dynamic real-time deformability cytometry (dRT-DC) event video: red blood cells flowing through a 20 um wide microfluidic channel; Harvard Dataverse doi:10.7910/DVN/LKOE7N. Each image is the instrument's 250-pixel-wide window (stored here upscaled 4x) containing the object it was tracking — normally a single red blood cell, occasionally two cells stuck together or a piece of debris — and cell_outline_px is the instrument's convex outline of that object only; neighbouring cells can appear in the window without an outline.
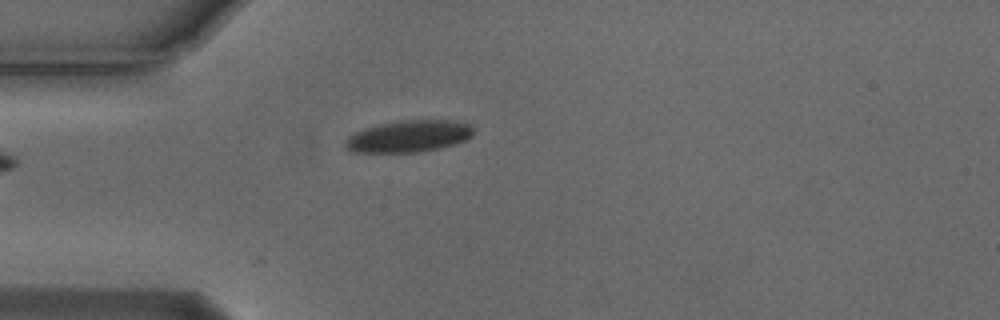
{"species": "Egyptian fruit bat (a non-hibernating species)", "species_latin": "Rousettus aegyptiacus", "temperature_condition": "cold", "stored_images_in_passage": 2, "camera_frame_rate_fps": 3000, "um_per_image_px": 0.085, "animal": {"sex": "male"}, "frame": {"image": 1, "passage_image": 2, "time_ms": 0.333, "image_size_px": [1000, 320], "cell_outline_px": [[472, 136], [468, 140], [456, 144], [440, 148], [420, 152], [352, 152], [344, 144], [344, 140], [348, 136], [364, 128], [380, 124], [400, 120], [452, 120], [472, 124]], "centroid_in_image_um": [34.78, 11.58], "position_along_channel_um": 50.2, "area_um2": 23.93}}